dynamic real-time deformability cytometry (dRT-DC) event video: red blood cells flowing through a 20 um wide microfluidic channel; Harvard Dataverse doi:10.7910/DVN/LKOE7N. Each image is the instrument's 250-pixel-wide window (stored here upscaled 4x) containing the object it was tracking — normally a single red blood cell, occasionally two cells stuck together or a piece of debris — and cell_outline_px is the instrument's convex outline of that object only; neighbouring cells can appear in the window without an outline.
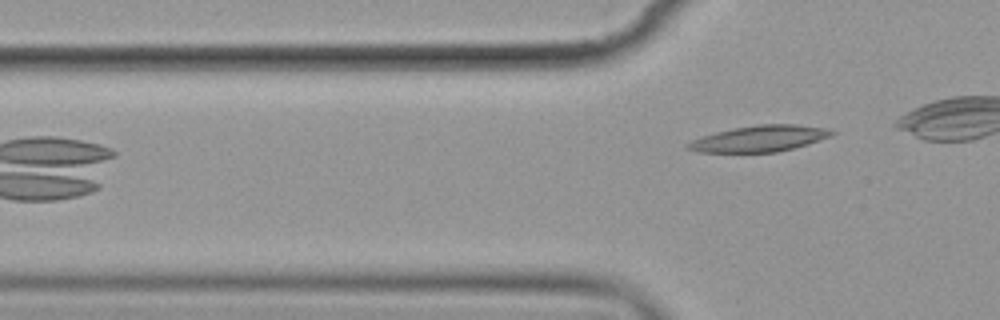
{"species": "common noctule bat (a hibernating species)", "species_latin": "Nyctalus noctula", "temperature_condition": "cold", "stored_images_in_passage": 5, "camera_frame_rate_fps": 3000, "um_per_image_px": 0.085, "animal": {"sex": "female", "body_mass_g": 19.9}, "frame": {"image": 1, "passage_image": 5, "time_ms": 5.0, "image_size_px": [1000, 320], "cell_outline_px": [[836, 132], [832, 136], [808, 144], [776, 152], [696, 152], [684, 148], [684, 144], [692, 140], [716, 132], [732, 128], [756, 124], [796, 124], [824, 128]], "centroid_in_image_um": [64.52, 11.78], "position_along_channel_um": 61.3, "area_um2": 21.96}}